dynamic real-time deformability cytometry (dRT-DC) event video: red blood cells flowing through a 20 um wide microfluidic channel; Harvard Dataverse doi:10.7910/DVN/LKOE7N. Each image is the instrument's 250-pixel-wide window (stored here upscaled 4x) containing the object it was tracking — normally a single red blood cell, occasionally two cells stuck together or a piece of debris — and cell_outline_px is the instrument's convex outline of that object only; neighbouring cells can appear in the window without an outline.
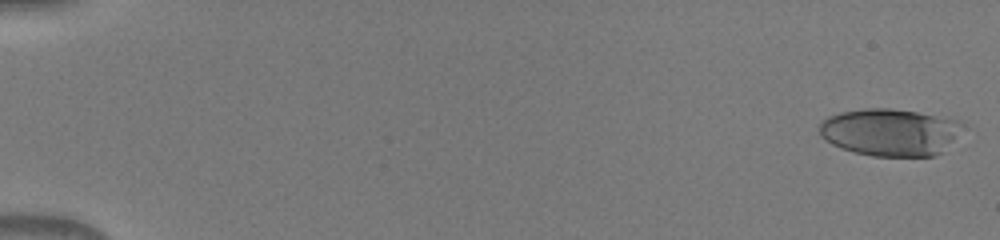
{"species": "human", "species_latin": "Homo sapiens", "temperature_condition": "warm", "stored_images_in_passage": 16, "camera_frame_rate_fps": 3000, "um_per_image_px": 0.085, "donor": {"sex": "male"}, "frame": {"image": 1, "passage_image": 1, "time_ms": 0.0, "image_size_px": [1000, 240], "cell_outline_px": [[964, 120], [952, 140], [936, 156], [872, 156], [840, 148], [832, 144], [820, 136], [820, 124], [828, 116], [840, 112], [864, 108], [888, 108], [916, 112]], "centroid_in_image_um": [75.61, 11.22], "position_along_channel_um": 9.4, "area_um2": 39.13}}
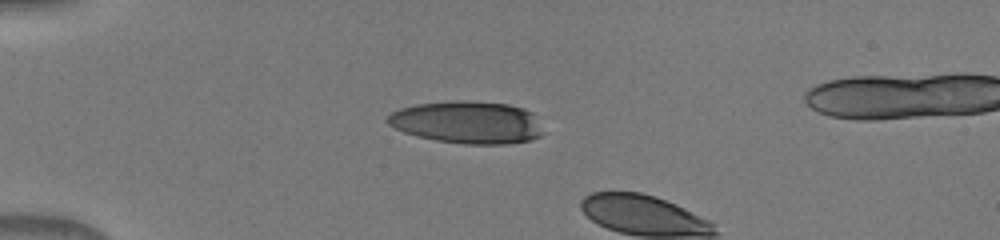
{"frame": {"image": 2, "passage_image": 14, "time_ms": 4.333, "image_size_px": [1000, 240], "cell_outline_px": [[540, 136], [532, 140], [504, 144], [464, 144], [436, 140], [416, 136], [404, 132], [388, 124], [384, 120], [392, 112], [400, 108], [416, 104], [456, 100], [464, 100], [508, 104], [524, 108], [532, 112], [540, 132]], "centroid_in_image_um": [39.67, 10.39], "position_along_channel_um": 45.3, "area_um2": 38.26}}